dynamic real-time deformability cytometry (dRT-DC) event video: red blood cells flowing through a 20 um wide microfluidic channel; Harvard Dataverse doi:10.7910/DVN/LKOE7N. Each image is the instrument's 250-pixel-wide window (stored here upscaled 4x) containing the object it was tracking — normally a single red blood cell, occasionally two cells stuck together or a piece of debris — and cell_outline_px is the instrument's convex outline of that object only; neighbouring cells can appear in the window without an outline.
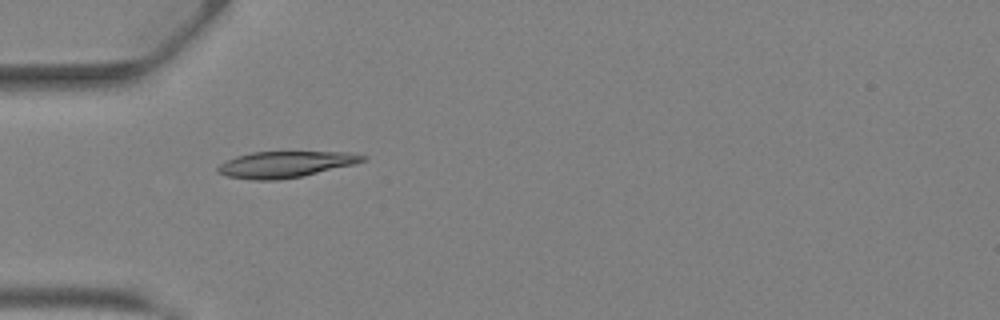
{"species": "Egyptian fruit bat (a non-hibernating species)", "species_latin": "Rousettus aegyptiacus", "temperature_condition": "warm", "stored_images_in_passage": 36, "camera_frame_rate_fps": 3000, "um_per_image_px": 0.085, "animal": {"sex": "female"}, "frame": {"image": 1, "passage_image": 7, "time_ms": 2.0, "image_size_px": [1000, 320], "cell_outline_px": [[368, 156], [364, 160], [352, 164], [304, 176], [276, 180], [256, 180], [228, 176], [216, 172], [216, 168], [220, 164], [236, 156], [252, 152], [348, 152]], "centroid_in_image_um": [24.23, 13.97], "position_along_channel_um": 60.8, "area_um2": 21.91}}
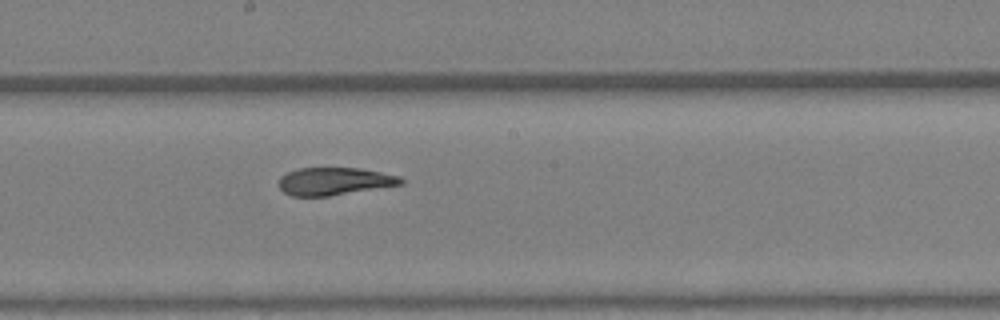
{"frame": {"image": 2, "passage_image": 17, "time_ms": 5.333, "image_size_px": [1000, 320], "cell_outline_px": [[404, 184], [328, 196], [292, 196], [284, 192], [280, 188], [280, 176], [288, 172], [300, 168], [360, 168], [400, 176], [404, 180]], "centroid_in_image_um": [28.44, 15.41], "position_along_channel_um": 219.8, "area_um2": 19.54}}
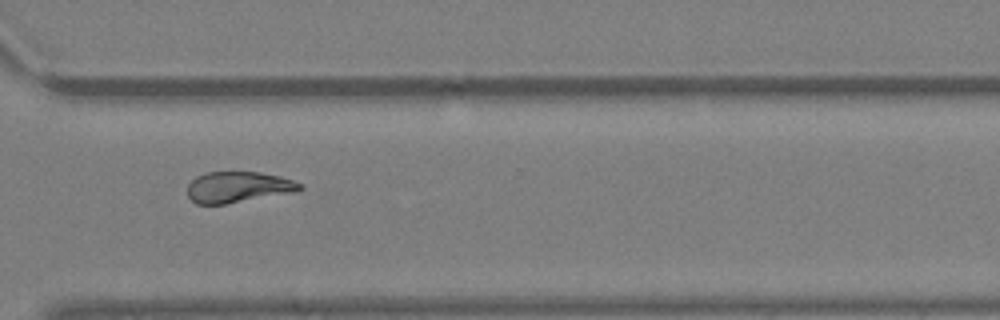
{"frame": {"image": 3, "passage_image": 25, "time_ms": 8.0, "image_size_px": [1000, 320], "cell_outline_px": [[304, 188], [292, 192], [224, 204], [196, 204], [188, 196], [188, 184], [196, 176], [204, 172], [260, 172], [280, 176], [304, 184]], "centroid_in_image_um": [20.22, 15.89], "position_along_channel_um": 350.4, "area_um2": 20.17}, "authors_computed_cell_mechanics": {"area_um2": 20.7502, "velocity_mm_per_s": 4.8979, "shape_relaxation_time_tau1_ms": 7.1374, "shape_relaxation_time_tau2_ms": 1.4448, "deformation_change_tau1": 0.2323, "deformation_change_tau2": 0.0633}}